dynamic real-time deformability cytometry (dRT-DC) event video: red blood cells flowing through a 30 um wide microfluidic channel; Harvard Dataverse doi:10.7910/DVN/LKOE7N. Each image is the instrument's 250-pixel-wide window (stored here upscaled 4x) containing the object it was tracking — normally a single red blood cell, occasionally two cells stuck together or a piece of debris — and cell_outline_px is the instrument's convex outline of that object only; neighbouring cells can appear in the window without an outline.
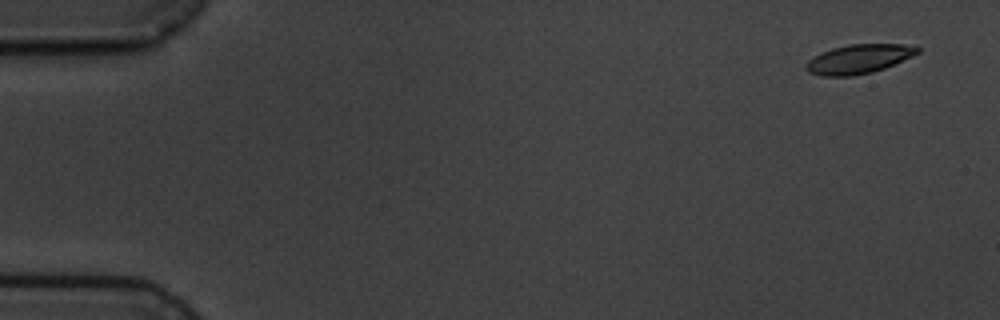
{"species": "common noctule bat (a hibernating species)", "species_latin": "Nyctalus noctula", "temperature_condition": "cold", "stored_images_in_passage": 3, "camera_frame_rate_fps": 3000, "um_per_image_px": 0.085, "animal": {"sex": "male", "body_mass_g": 19.5, "forearm_length_mm": 54.6}, "frame": {"image": 1, "passage_image": 1, "time_ms": 0.0, "image_size_px": [1000, 320], "cell_outline_px": [[920, 52], [912, 56], [884, 68], [872, 72], [852, 76], [824, 76], [808, 72], [804, 68], [804, 64], [812, 56], [820, 52], [832, 48], [848, 44], [916, 44], [920, 48]], "centroid_in_image_um": [72.98, 5.0], "position_along_channel_um": 12.0, "area_um2": 19.19}}